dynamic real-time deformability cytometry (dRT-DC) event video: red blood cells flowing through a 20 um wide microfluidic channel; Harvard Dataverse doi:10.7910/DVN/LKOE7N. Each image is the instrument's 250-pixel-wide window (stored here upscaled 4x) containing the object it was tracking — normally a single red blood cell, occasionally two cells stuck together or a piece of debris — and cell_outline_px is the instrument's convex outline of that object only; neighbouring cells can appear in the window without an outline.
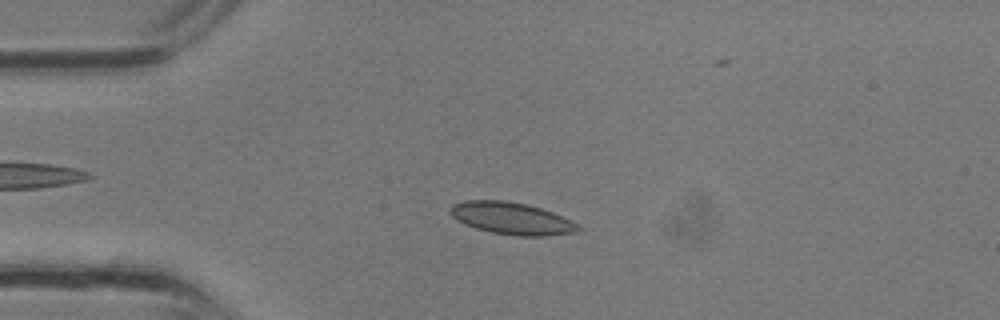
{"species": "common noctule bat (a hibernating species)", "species_latin": "Nyctalus noctula", "temperature_condition": "room temperature", "stored_images_in_passage": 3, "camera_frame_rate_fps": 3000, "um_per_image_px": 0.085, "animal": {"sex": "male", "body_mass_g": 13.3}, "frame": {"image": 1, "passage_image": 2, "time_ms": 0.333, "image_size_px": [1000, 320], "cell_outline_px": [[584, 228], [580, 232], [544, 236], [520, 236], [492, 232], [476, 228], [464, 224], [456, 220], [452, 216], [452, 204], [464, 200], [504, 200], [528, 204], [552, 212]], "centroid_in_image_um": [43.5, 18.56], "position_along_channel_um": 41.5, "area_um2": 23.81}}
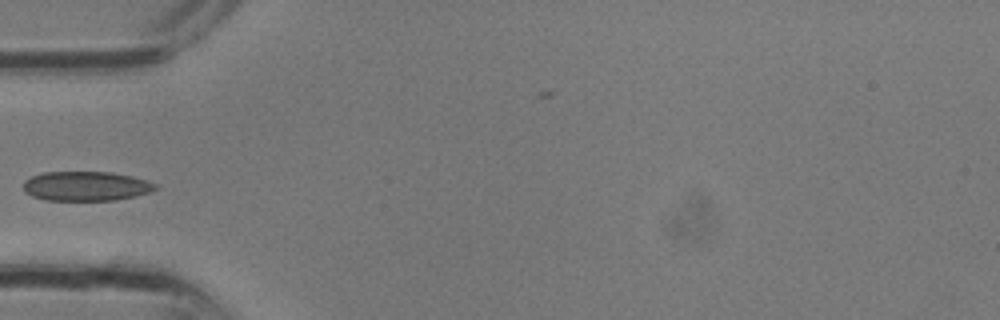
{"frame": {"image": 2, "passage_image": 3, "time_ms": 0.667, "image_size_px": [1000, 320], "cell_outline_px": [[160, 188], [136, 196], [116, 200], [44, 200], [32, 196], [24, 192], [24, 180], [32, 176], [44, 172], [112, 172], [132, 176], [148, 180], [156, 184]], "centroid_in_image_um": [7.33, 15.82], "position_along_channel_um": 77.7, "area_um2": 22.83}}